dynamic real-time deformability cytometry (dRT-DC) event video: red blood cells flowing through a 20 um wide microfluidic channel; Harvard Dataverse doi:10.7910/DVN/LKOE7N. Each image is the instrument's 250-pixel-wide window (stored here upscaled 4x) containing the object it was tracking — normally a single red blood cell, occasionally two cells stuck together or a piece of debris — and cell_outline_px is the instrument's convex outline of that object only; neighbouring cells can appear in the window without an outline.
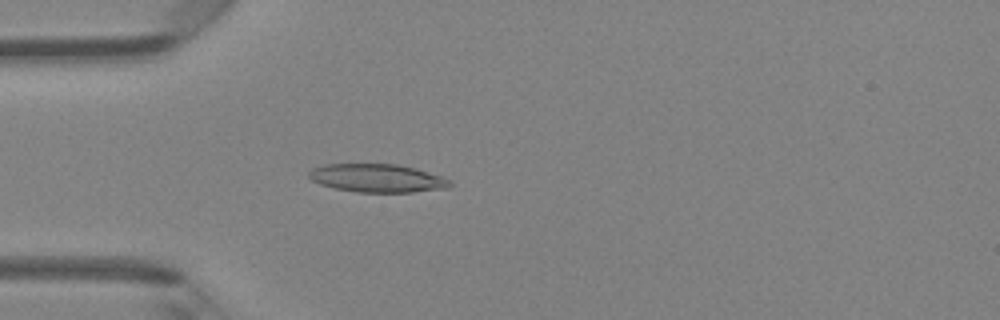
{"species": "Egyptian fruit bat (a non-hibernating species)", "species_latin": "Rousettus aegyptiacus", "temperature_condition": "room temperature", "stored_images_in_passage": 47, "camera_frame_rate_fps": 3000, "um_per_image_px": 0.085, "animal": {"sex": "female"}, "frame": {"image": 1, "passage_image": 14, "time_ms": 4.333, "image_size_px": [1000, 320], "cell_outline_px": [[452, 184], [448, 188], [412, 192], [356, 192], [336, 188], [320, 184], [312, 180], [308, 176], [308, 172], [312, 168], [324, 164], [396, 164], [416, 168], [452, 180]], "centroid_in_image_um": [32.07, 15.14], "position_along_channel_um": 52.9, "area_um2": 23.24}}
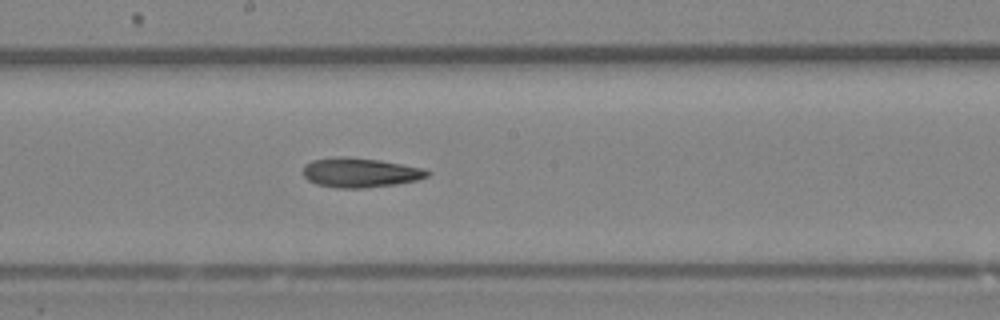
{"frame": {"image": 2, "passage_image": 26, "time_ms": 8.333, "image_size_px": [1000, 320], "cell_outline_px": [[432, 172], [428, 176], [416, 180], [396, 184], [364, 188], [336, 188], [316, 184], [308, 180], [304, 176], [304, 164], [312, 160], [340, 156], [344, 156], [380, 160], [424, 168]], "centroid_in_image_um": [30.61, 14.67], "position_along_channel_um": 217.6, "area_um2": 21.44}}
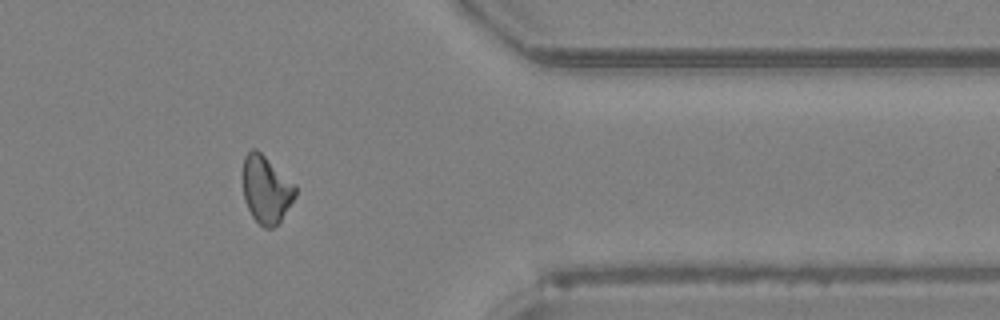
{"frame": {"image": 3, "passage_image": 39, "time_ms": 12.667, "image_size_px": [1000, 320], "cell_outline_px": [[296, 196], [280, 220], [272, 228], [264, 228], [252, 216], [244, 200], [244, 156], [252, 148], [256, 148], [296, 184]], "centroid_in_image_um": [22.64, 16.09], "position_along_channel_um": 388.8, "area_um2": 20.4}, "authors_computed_cell_mechanics": {"area_um2": 21.4438, "velocity_mm_per_s": 4.3291, "shape_relaxation_time_tau1_ms": null, "shape_relaxation_time_tau2_ms": 6.3645, "deformation_change_tau1": null, "deformation_change_tau2": 0.1659}}